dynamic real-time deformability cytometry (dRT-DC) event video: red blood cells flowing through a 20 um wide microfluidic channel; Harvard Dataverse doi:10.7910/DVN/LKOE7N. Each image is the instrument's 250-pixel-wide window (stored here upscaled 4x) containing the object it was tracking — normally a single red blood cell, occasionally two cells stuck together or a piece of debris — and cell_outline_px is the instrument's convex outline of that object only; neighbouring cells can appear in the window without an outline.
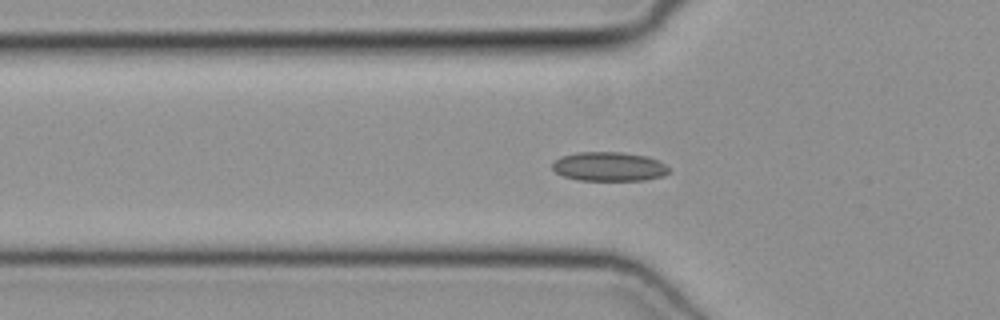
{"species": "common noctule bat (a hibernating species)", "species_latin": "Nyctalus noctula", "temperature_condition": "cold", "stored_images_in_passage": 51, "camera_frame_rate_fps": 3000, "um_per_image_px": 0.085, "animal": {"sex": "female", "body_mass_g": 19.3, "forearm_length_mm": 54.1}, "frame": {"image": 1, "passage_image": 17, "time_ms": 5.333, "image_size_px": [1000, 320], "cell_outline_px": [[672, 172], [664, 176], [644, 180], [580, 180], [564, 176], [556, 172], [552, 168], [552, 164], [560, 156], [576, 152], [624, 152], [648, 156], [660, 160], [672, 168]], "centroid_in_image_um": [51.85, 14.15], "position_along_channel_um": 73.9, "area_um2": 20.17}}
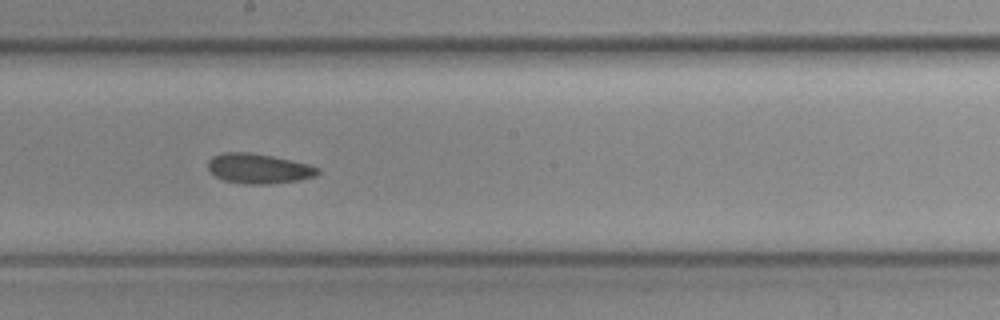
{"frame": {"image": 2, "passage_image": 28, "time_ms": 9.0, "image_size_px": [1000, 320], "cell_outline_px": [[320, 172], [316, 176], [300, 180], [272, 184], [244, 184], [224, 180], [216, 176], [208, 168], [208, 160], [212, 156], [224, 152], [252, 152], [272, 156], [308, 164], [320, 168]], "centroid_in_image_um": [22.0, 14.33], "position_along_channel_um": 226.2, "area_um2": 19.25}}
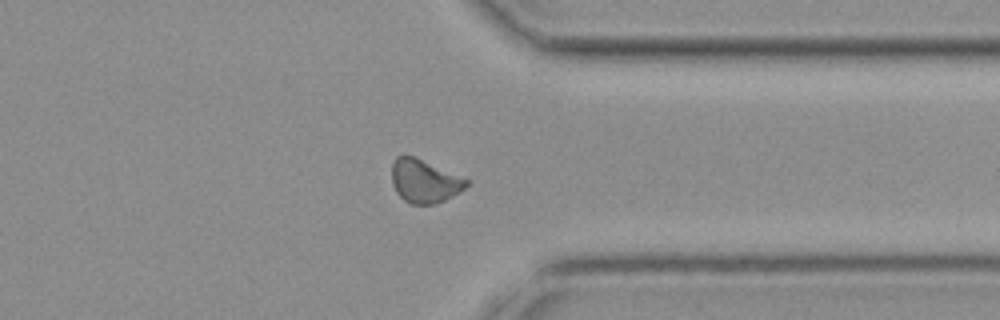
{"frame": {"image": 3, "passage_image": 39, "time_ms": 12.667, "image_size_px": [1000, 320], "cell_outline_px": [[468, 184], [464, 188], [452, 196], [444, 200], [432, 204], [408, 204], [396, 192], [392, 184], [392, 164], [396, 156], [412, 156], [468, 180]], "centroid_in_image_um": [36.02, 15.42], "position_along_channel_um": 375.4, "area_um2": 18.32}}